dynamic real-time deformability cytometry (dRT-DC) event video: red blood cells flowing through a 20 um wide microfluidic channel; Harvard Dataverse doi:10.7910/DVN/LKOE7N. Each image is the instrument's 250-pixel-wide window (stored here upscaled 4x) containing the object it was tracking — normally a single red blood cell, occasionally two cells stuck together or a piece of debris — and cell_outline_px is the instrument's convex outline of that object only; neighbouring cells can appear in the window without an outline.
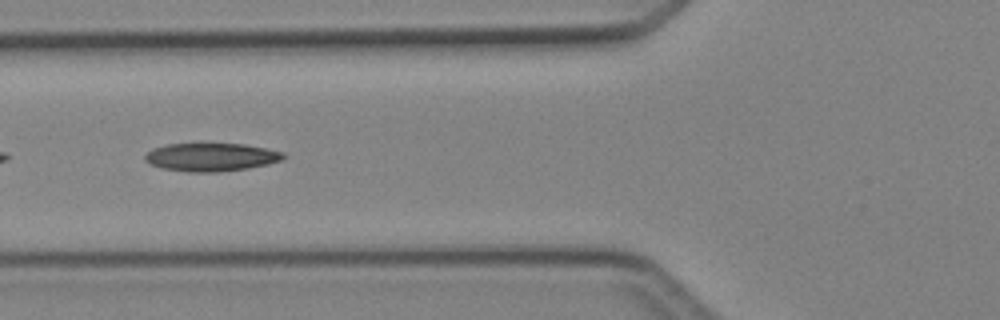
{"species": "Egyptian fruit bat (a non-hibernating species)", "species_latin": "Rousettus aegyptiacus", "temperature_condition": "cold", "stored_images_in_passage": 24, "camera_frame_rate_fps": 3000, "um_per_image_px": 0.085, "animal": {"sex": "female"}, "frame": {"image": 1, "passage_image": 8, "time_ms": 2.333, "image_size_px": [1000, 320], "cell_outline_px": [[280, 156], [272, 160], [256, 164], [232, 168], [180, 168], [168, 164], [188, 144], [224, 144], [252, 148], [268, 152]], "centroid_in_image_um": [18.66, 13.31], "position_along_channel_um": 107.1, "area_um2": 14.22}}
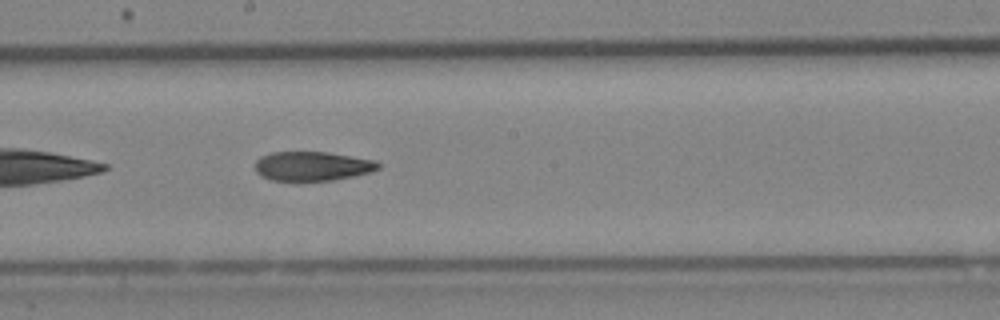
{"frame": {"image": 2, "passage_image": 16, "time_ms": 5.0, "image_size_px": [1000, 320], "cell_outline_px": [[376, 164], [372, 168], [356, 172], [336, 176], [276, 176], [296, 152], [300, 152], [336, 156]], "centroid_in_image_um": [27.35, 14.08], "position_along_channel_um": 220.8, "area_um2": 11.5}}
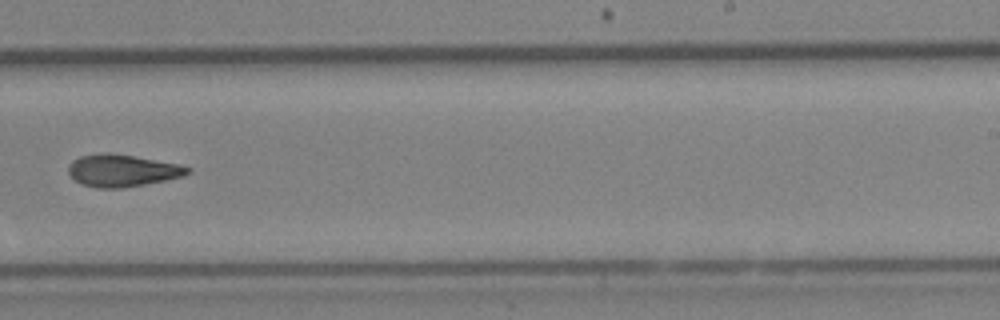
{"frame": {"image": 3, "passage_image": 20, "time_ms": 6.333, "image_size_px": [1000, 320], "cell_outline_px": [[184, 172], [152, 180], [128, 184], [96, 184], [96, 156], [124, 156], [184, 168]], "centroid_in_image_um": [11.11, 14.47], "position_along_channel_um": 277.9, "area_um2": 13.01}}